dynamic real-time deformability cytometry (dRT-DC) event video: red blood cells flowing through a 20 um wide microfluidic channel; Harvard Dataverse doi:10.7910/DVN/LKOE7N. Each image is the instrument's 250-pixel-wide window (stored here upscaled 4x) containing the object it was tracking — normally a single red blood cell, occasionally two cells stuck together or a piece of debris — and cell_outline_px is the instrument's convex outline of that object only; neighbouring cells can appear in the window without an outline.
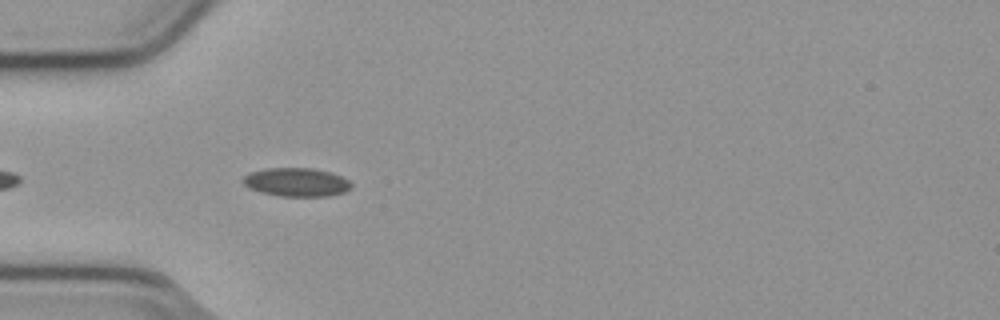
{"species": "common noctule bat (a hibernating species)", "species_latin": "Nyctalus noctula", "temperature_condition": "cold", "stored_images_in_passage": 7, "camera_frame_rate_fps": 3000, "um_per_image_px": 0.085, "animal": {"sex": "male", "body_mass_g": 23.1, "forearm_length_mm": 52.7}, "frame": {"image": 1, "passage_image": 1, "time_ms": 0.0, "image_size_px": [1000, 320], "cell_outline_px": [[352, 188], [344, 192], [328, 196], [280, 196], [248, 188], [244, 184], [244, 176], [248, 172], [268, 168], [312, 168], [332, 172], [348, 180], [352, 184]], "centroid_in_image_um": [25.22, 15.48], "position_along_channel_um": 59.8, "area_um2": 17.98}}
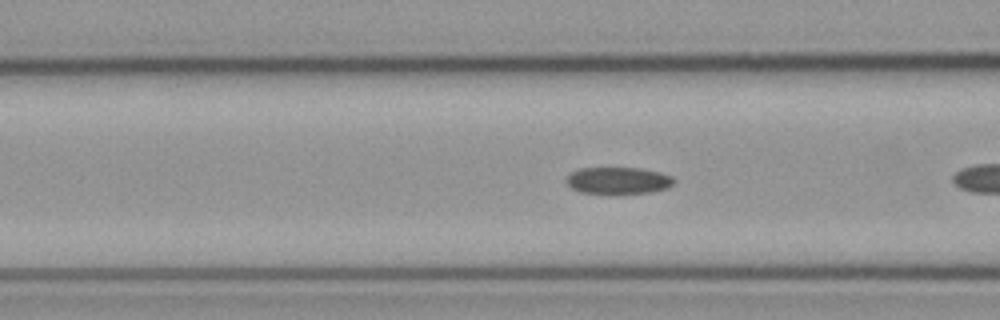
{"frame": {"image": 2, "passage_image": 3, "time_ms": 0.667, "image_size_px": [1000, 320], "cell_outline_px": [[676, 180], [668, 188], [652, 192], [612, 196], [608, 196], [580, 192], [572, 188], [564, 180], [572, 172], [580, 168], [640, 168], [660, 172], [672, 176]], "centroid_in_image_um": [52.55, 15.39], "position_along_channel_um": 114.1, "area_um2": 17.57}}